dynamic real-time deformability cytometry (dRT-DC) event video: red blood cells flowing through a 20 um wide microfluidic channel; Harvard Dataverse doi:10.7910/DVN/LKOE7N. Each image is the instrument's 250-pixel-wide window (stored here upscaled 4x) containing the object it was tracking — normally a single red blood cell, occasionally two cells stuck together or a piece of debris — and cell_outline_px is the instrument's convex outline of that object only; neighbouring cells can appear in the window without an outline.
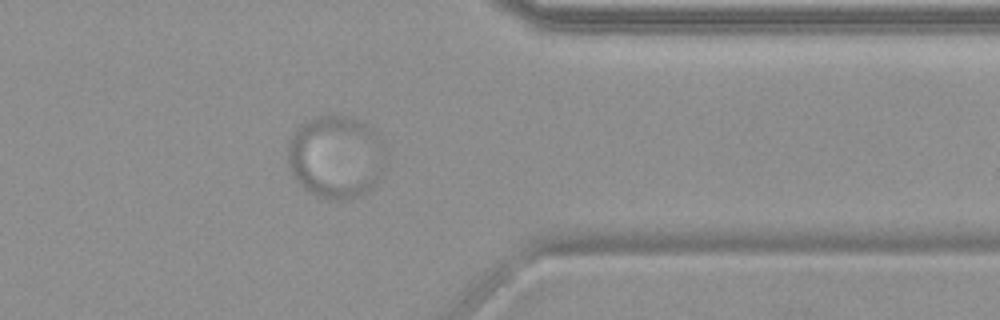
{"species": "common noctule bat (a hibernating species)", "species_latin": "Nyctalus noctula", "temperature_condition": "warm", "stored_images_in_passage": 60, "camera_frame_rate_fps": 3000, "um_per_image_px": 0.085, "animal": {"sex": "female", "body_mass_g": 19.9}, "frame": {"image": 1, "passage_image": 49, "time_ms": 16.0, "image_size_px": [1000, 320], "cell_outline_px": [[380, 176], [376, 184], [372, 188], [356, 196], [344, 200], [328, 200], [316, 196], [304, 188], [296, 180], [288, 164], [288, 144], [292, 132], [300, 124], [316, 116], [352, 116], [364, 120], [376, 128], [380, 136]], "centroid_in_image_um": [28.5, 13.3], "position_along_channel_um": 382.9, "area_um2": 47.22}}